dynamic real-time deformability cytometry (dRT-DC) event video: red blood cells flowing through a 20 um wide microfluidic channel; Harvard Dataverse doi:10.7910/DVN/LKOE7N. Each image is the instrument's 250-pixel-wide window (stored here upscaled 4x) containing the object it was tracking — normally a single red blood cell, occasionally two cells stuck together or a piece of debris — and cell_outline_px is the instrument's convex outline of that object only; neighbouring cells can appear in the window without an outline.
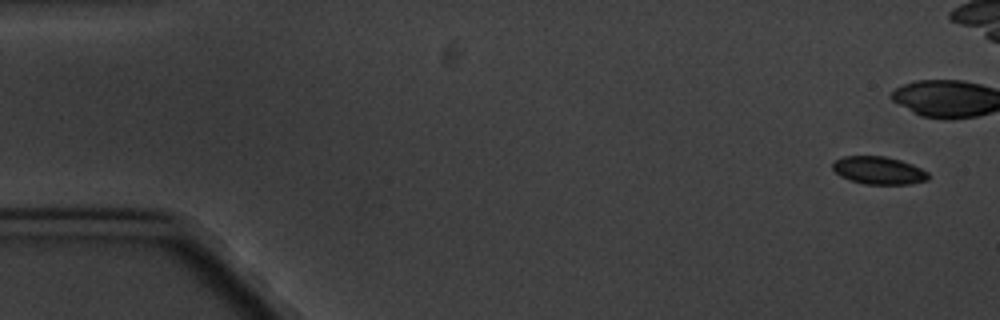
{"species": "common noctule bat (a hibernating species)", "species_latin": "Nyctalus noctula", "temperature_condition": "cold", "stored_images_in_passage": 8, "camera_frame_rate_fps": 3000, "um_per_image_px": 0.085, "animal": {"sex": "male", "body_mass_g": 20.1, "forearm_length_mm": 53.5}, "frame": {"image": 1, "passage_image": 1, "time_ms": 0.0, "image_size_px": [1000, 320], "cell_outline_px": [[928, 180], [912, 184], [864, 184], [840, 176], [832, 168], [832, 164], [836, 160], [844, 156], [884, 156], [900, 160], [912, 164], [928, 172]], "centroid_in_image_um": [74.7, 14.49], "position_along_channel_um": 10.3, "area_um2": 15.37}}